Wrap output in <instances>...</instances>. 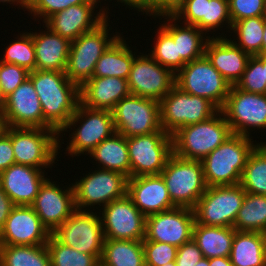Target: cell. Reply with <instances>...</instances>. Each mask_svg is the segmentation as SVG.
<instances>
[{
	"mask_svg": "<svg viewBox=\"0 0 266 266\" xmlns=\"http://www.w3.org/2000/svg\"><path fill=\"white\" fill-rule=\"evenodd\" d=\"M29 78L41 103L44 128L59 133L80 102L79 87L71 82L65 71L34 70Z\"/></svg>",
	"mask_w": 266,
	"mask_h": 266,
	"instance_id": "cell-1",
	"label": "cell"
},
{
	"mask_svg": "<svg viewBox=\"0 0 266 266\" xmlns=\"http://www.w3.org/2000/svg\"><path fill=\"white\" fill-rule=\"evenodd\" d=\"M252 140L233 133L201 161L207 187L240 184L247 159L259 144Z\"/></svg>",
	"mask_w": 266,
	"mask_h": 266,
	"instance_id": "cell-2",
	"label": "cell"
},
{
	"mask_svg": "<svg viewBox=\"0 0 266 266\" xmlns=\"http://www.w3.org/2000/svg\"><path fill=\"white\" fill-rule=\"evenodd\" d=\"M219 111L210 119L179 128L173 135V153L183 159L202 161L232 135Z\"/></svg>",
	"mask_w": 266,
	"mask_h": 266,
	"instance_id": "cell-3",
	"label": "cell"
},
{
	"mask_svg": "<svg viewBox=\"0 0 266 266\" xmlns=\"http://www.w3.org/2000/svg\"><path fill=\"white\" fill-rule=\"evenodd\" d=\"M108 21L110 22L109 18H106L94 30L71 41L65 74L79 88L93 77L99 58L122 35L116 32V35L111 37Z\"/></svg>",
	"mask_w": 266,
	"mask_h": 266,
	"instance_id": "cell-4",
	"label": "cell"
},
{
	"mask_svg": "<svg viewBox=\"0 0 266 266\" xmlns=\"http://www.w3.org/2000/svg\"><path fill=\"white\" fill-rule=\"evenodd\" d=\"M80 123L77 129L76 124ZM73 131L71 140L67 145L66 151L73 157L81 154H89L103 140L112 136L116 130L111 111L92 109L82 105L80 102L77 105L74 115L69 119L64 128L59 132H67L68 128ZM64 131V132H63Z\"/></svg>",
	"mask_w": 266,
	"mask_h": 266,
	"instance_id": "cell-5",
	"label": "cell"
},
{
	"mask_svg": "<svg viewBox=\"0 0 266 266\" xmlns=\"http://www.w3.org/2000/svg\"><path fill=\"white\" fill-rule=\"evenodd\" d=\"M160 175L176 207L193 209L207 188L202 162L183 159L174 153L168 159Z\"/></svg>",
	"mask_w": 266,
	"mask_h": 266,
	"instance_id": "cell-6",
	"label": "cell"
},
{
	"mask_svg": "<svg viewBox=\"0 0 266 266\" xmlns=\"http://www.w3.org/2000/svg\"><path fill=\"white\" fill-rule=\"evenodd\" d=\"M159 103L161 128L170 135L184 126L204 122L220 111L210 100L190 95L176 85Z\"/></svg>",
	"mask_w": 266,
	"mask_h": 266,
	"instance_id": "cell-7",
	"label": "cell"
},
{
	"mask_svg": "<svg viewBox=\"0 0 266 266\" xmlns=\"http://www.w3.org/2000/svg\"><path fill=\"white\" fill-rule=\"evenodd\" d=\"M15 164L38 169L53 166L60 150L59 133L53 129L11 127Z\"/></svg>",
	"mask_w": 266,
	"mask_h": 266,
	"instance_id": "cell-8",
	"label": "cell"
},
{
	"mask_svg": "<svg viewBox=\"0 0 266 266\" xmlns=\"http://www.w3.org/2000/svg\"><path fill=\"white\" fill-rule=\"evenodd\" d=\"M175 85L190 95L210 100L219 109L225 104L231 87L205 55L187 62L175 74Z\"/></svg>",
	"mask_w": 266,
	"mask_h": 266,
	"instance_id": "cell-9",
	"label": "cell"
},
{
	"mask_svg": "<svg viewBox=\"0 0 266 266\" xmlns=\"http://www.w3.org/2000/svg\"><path fill=\"white\" fill-rule=\"evenodd\" d=\"M245 194L240 184L207 187L193 208L195 222L205 226L233 227Z\"/></svg>",
	"mask_w": 266,
	"mask_h": 266,
	"instance_id": "cell-10",
	"label": "cell"
},
{
	"mask_svg": "<svg viewBox=\"0 0 266 266\" xmlns=\"http://www.w3.org/2000/svg\"><path fill=\"white\" fill-rule=\"evenodd\" d=\"M98 169L86 174L80 181L72 183L77 210L90 211L91 206L94 208L95 205L103 208L113 200L127 195V176L100 167Z\"/></svg>",
	"mask_w": 266,
	"mask_h": 266,
	"instance_id": "cell-11",
	"label": "cell"
},
{
	"mask_svg": "<svg viewBox=\"0 0 266 266\" xmlns=\"http://www.w3.org/2000/svg\"><path fill=\"white\" fill-rule=\"evenodd\" d=\"M111 112L116 132L126 138L165 132L161 128L158 101L130 94L122 98Z\"/></svg>",
	"mask_w": 266,
	"mask_h": 266,
	"instance_id": "cell-12",
	"label": "cell"
},
{
	"mask_svg": "<svg viewBox=\"0 0 266 266\" xmlns=\"http://www.w3.org/2000/svg\"><path fill=\"white\" fill-rule=\"evenodd\" d=\"M131 178L142 175H160L173 154L172 135L153 132L127 138Z\"/></svg>",
	"mask_w": 266,
	"mask_h": 266,
	"instance_id": "cell-13",
	"label": "cell"
},
{
	"mask_svg": "<svg viewBox=\"0 0 266 266\" xmlns=\"http://www.w3.org/2000/svg\"><path fill=\"white\" fill-rule=\"evenodd\" d=\"M220 111L234 134L251 137V128L266 129V94L246 92L231 85Z\"/></svg>",
	"mask_w": 266,
	"mask_h": 266,
	"instance_id": "cell-14",
	"label": "cell"
},
{
	"mask_svg": "<svg viewBox=\"0 0 266 266\" xmlns=\"http://www.w3.org/2000/svg\"><path fill=\"white\" fill-rule=\"evenodd\" d=\"M100 213L75 212L52 234L63 244L79 252L94 255L99 261L102 256L104 234Z\"/></svg>",
	"mask_w": 266,
	"mask_h": 266,
	"instance_id": "cell-15",
	"label": "cell"
},
{
	"mask_svg": "<svg viewBox=\"0 0 266 266\" xmlns=\"http://www.w3.org/2000/svg\"><path fill=\"white\" fill-rule=\"evenodd\" d=\"M127 82L130 94L160 102L175 85V74L141 54L134 58Z\"/></svg>",
	"mask_w": 266,
	"mask_h": 266,
	"instance_id": "cell-16",
	"label": "cell"
},
{
	"mask_svg": "<svg viewBox=\"0 0 266 266\" xmlns=\"http://www.w3.org/2000/svg\"><path fill=\"white\" fill-rule=\"evenodd\" d=\"M103 210V211H101ZM104 239L143 240L145 238L146 217L125 195L99 209Z\"/></svg>",
	"mask_w": 266,
	"mask_h": 266,
	"instance_id": "cell-17",
	"label": "cell"
},
{
	"mask_svg": "<svg viewBox=\"0 0 266 266\" xmlns=\"http://www.w3.org/2000/svg\"><path fill=\"white\" fill-rule=\"evenodd\" d=\"M195 223L194 210L174 207L146 217L145 238L142 241L168 243L179 248L190 241Z\"/></svg>",
	"mask_w": 266,
	"mask_h": 266,
	"instance_id": "cell-18",
	"label": "cell"
},
{
	"mask_svg": "<svg viewBox=\"0 0 266 266\" xmlns=\"http://www.w3.org/2000/svg\"><path fill=\"white\" fill-rule=\"evenodd\" d=\"M46 179L31 205L42 224L53 233L76 210L73 186L62 189Z\"/></svg>",
	"mask_w": 266,
	"mask_h": 266,
	"instance_id": "cell-19",
	"label": "cell"
},
{
	"mask_svg": "<svg viewBox=\"0 0 266 266\" xmlns=\"http://www.w3.org/2000/svg\"><path fill=\"white\" fill-rule=\"evenodd\" d=\"M97 4V0H89L84 4L69 6L67 9L50 16L44 22L45 27L73 41L80 35L94 30L108 18L109 8L107 7L99 9L98 13H94V9L98 8L96 7Z\"/></svg>",
	"mask_w": 266,
	"mask_h": 266,
	"instance_id": "cell-20",
	"label": "cell"
},
{
	"mask_svg": "<svg viewBox=\"0 0 266 266\" xmlns=\"http://www.w3.org/2000/svg\"><path fill=\"white\" fill-rule=\"evenodd\" d=\"M50 235L32 206L15 205L0 230V245H44Z\"/></svg>",
	"mask_w": 266,
	"mask_h": 266,
	"instance_id": "cell-21",
	"label": "cell"
},
{
	"mask_svg": "<svg viewBox=\"0 0 266 266\" xmlns=\"http://www.w3.org/2000/svg\"><path fill=\"white\" fill-rule=\"evenodd\" d=\"M172 15L179 22L184 20L179 24L195 25L205 32V35L211 30H213L211 32H215L218 28L220 30L226 23L228 29L232 28L227 0H183Z\"/></svg>",
	"mask_w": 266,
	"mask_h": 266,
	"instance_id": "cell-22",
	"label": "cell"
},
{
	"mask_svg": "<svg viewBox=\"0 0 266 266\" xmlns=\"http://www.w3.org/2000/svg\"><path fill=\"white\" fill-rule=\"evenodd\" d=\"M4 117L9 127L44 128L41 103L30 78L6 96Z\"/></svg>",
	"mask_w": 266,
	"mask_h": 266,
	"instance_id": "cell-23",
	"label": "cell"
},
{
	"mask_svg": "<svg viewBox=\"0 0 266 266\" xmlns=\"http://www.w3.org/2000/svg\"><path fill=\"white\" fill-rule=\"evenodd\" d=\"M127 195L145 217L176 207L161 175L128 178Z\"/></svg>",
	"mask_w": 266,
	"mask_h": 266,
	"instance_id": "cell-24",
	"label": "cell"
},
{
	"mask_svg": "<svg viewBox=\"0 0 266 266\" xmlns=\"http://www.w3.org/2000/svg\"><path fill=\"white\" fill-rule=\"evenodd\" d=\"M46 179L45 170L13 164L0 174V186L15 205L31 206Z\"/></svg>",
	"mask_w": 266,
	"mask_h": 266,
	"instance_id": "cell-25",
	"label": "cell"
},
{
	"mask_svg": "<svg viewBox=\"0 0 266 266\" xmlns=\"http://www.w3.org/2000/svg\"><path fill=\"white\" fill-rule=\"evenodd\" d=\"M204 55L218 72L231 84L241 78L251 57L232 41L219 35L209 37Z\"/></svg>",
	"mask_w": 266,
	"mask_h": 266,
	"instance_id": "cell-26",
	"label": "cell"
},
{
	"mask_svg": "<svg viewBox=\"0 0 266 266\" xmlns=\"http://www.w3.org/2000/svg\"><path fill=\"white\" fill-rule=\"evenodd\" d=\"M80 103L88 108L112 111L130 95L127 79L92 77L79 88Z\"/></svg>",
	"mask_w": 266,
	"mask_h": 266,
	"instance_id": "cell-27",
	"label": "cell"
},
{
	"mask_svg": "<svg viewBox=\"0 0 266 266\" xmlns=\"http://www.w3.org/2000/svg\"><path fill=\"white\" fill-rule=\"evenodd\" d=\"M45 30L31 33L35 48V70L65 71L71 41L48 27Z\"/></svg>",
	"mask_w": 266,
	"mask_h": 266,
	"instance_id": "cell-28",
	"label": "cell"
},
{
	"mask_svg": "<svg viewBox=\"0 0 266 266\" xmlns=\"http://www.w3.org/2000/svg\"><path fill=\"white\" fill-rule=\"evenodd\" d=\"M161 16L167 21L166 23L164 21L161 26L173 37L174 41H177L178 55L185 63L204 56L206 42L210 36L204 35L205 33L195 25H178L179 21L172 14L158 15L154 18L159 17L162 20Z\"/></svg>",
	"mask_w": 266,
	"mask_h": 266,
	"instance_id": "cell-29",
	"label": "cell"
},
{
	"mask_svg": "<svg viewBox=\"0 0 266 266\" xmlns=\"http://www.w3.org/2000/svg\"><path fill=\"white\" fill-rule=\"evenodd\" d=\"M229 258L233 266H266V234L235 231Z\"/></svg>",
	"mask_w": 266,
	"mask_h": 266,
	"instance_id": "cell-30",
	"label": "cell"
},
{
	"mask_svg": "<svg viewBox=\"0 0 266 266\" xmlns=\"http://www.w3.org/2000/svg\"><path fill=\"white\" fill-rule=\"evenodd\" d=\"M90 157L99 163L101 169L116 171L131 178V166L127 147V138L115 132L103 140L90 153Z\"/></svg>",
	"mask_w": 266,
	"mask_h": 266,
	"instance_id": "cell-31",
	"label": "cell"
},
{
	"mask_svg": "<svg viewBox=\"0 0 266 266\" xmlns=\"http://www.w3.org/2000/svg\"><path fill=\"white\" fill-rule=\"evenodd\" d=\"M136 54L121 35L107 48L95 65L93 77L128 79Z\"/></svg>",
	"mask_w": 266,
	"mask_h": 266,
	"instance_id": "cell-32",
	"label": "cell"
},
{
	"mask_svg": "<svg viewBox=\"0 0 266 266\" xmlns=\"http://www.w3.org/2000/svg\"><path fill=\"white\" fill-rule=\"evenodd\" d=\"M235 231L233 227L205 226L195 222L192 238L203 257H229Z\"/></svg>",
	"mask_w": 266,
	"mask_h": 266,
	"instance_id": "cell-33",
	"label": "cell"
},
{
	"mask_svg": "<svg viewBox=\"0 0 266 266\" xmlns=\"http://www.w3.org/2000/svg\"><path fill=\"white\" fill-rule=\"evenodd\" d=\"M100 262L104 266H146L143 241L104 239Z\"/></svg>",
	"mask_w": 266,
	"mask_h": 266,
	"instance_id": "cell-34",
	"label": "cell"
},
{
	"mask_svg": "<svg viewBox=\"0 0 266 266\" xmlns=\"http://www.w3.org/2000/svg\"><path fill=\"white\" fill-rule=\"evenodd\" d=\"M233 228L266 234V195L246 193Z\"/></svg>",
	"mask_w": 266,
	"mask_h": 266,
	"instance_id": "cell-35",
	"label": "cell"
},
{
	"mask_svg": "<svg viewBox=\"0 0 266 266\" xmlns=\"http://www.w3.org/2000/svg\"><path fill=\"white\" fill-rule=\"evenodd\" d=\"M0 266H51L47 245H0Z\"/></svg>",
	"mask_w": 266,
	"mask_h": 266,
	"instance_id": "cell-36",
	"label": "cell"
},
{
	"mask_svg": "<svg viewBox=\"0 0 266 266\" xmlns=\"http://www.w3.org/2000/svg\"><path fill=\"white\" fill-rule=\"evenodd\" d=\"M240 185L246 193L266 195V142L259 143L250 153Z\"/></svg>",
	"mask_w": 266,
	"mask_h": 266,
	"instance_id": "cell-37",
	"label": "cell"
},
{
	"mask_svg": "<svg viewBox=\"0 0 266 266\" xmlns=\"http://www.w3.org/2000/svg\"><path fill=\"white\" fill-rule=\"evenodd\" d=\"M264 26L265 16L245 18L234 22L231 30L237 38L231 41L251 56L261 55Z\"/></svg>",
	"mask_w": 266,
	"mask_h": 266,
	"instance_id": "cell-38",
	"label": "cell"
},
{
	"mask_svg": "<svg viewBox=\"0 0 266 266\" xmlns=\"http://www.w3.org/2000/svg\"><path fill=\"white\" fill-rule=\"evenodd\" d=\"M51 266H96L100 261L61 243L52 233L46 243Z\"/></svg>",
	"mask_w": 266,
	"mask_h": 266,
	"instance_id": "cell-39",
	"label": "cell"
},
{
	"mask_svg": "<svg viewBox=\"0 0 266 266\" xmlns=\"http://www.w3.org/2000/svg\"><path fill=\"white\" fill-rule=\"evenodd\" d=\"M157 32V41L148 54L156 62L176 74L186 64L178 55L177 41H174L173 37L162 26Z\"/></svg>",
	"mask_w": 266,
	"mask_h": 266,
	"instance_id": "cell-40",
	"label": "cell"
},
{
	"mask_svg": "<svg viewBox=\"0 0 266 266\" xmlns=\"http://www.w3.org/2000/svg\"><path fill=\"white\" fill-rule=\"evenodd\" d=\"M20 38L12 41L7 48H5V54L1 58V62L12 63L23 68H26L29 72L35 70L36 58L33 37L31 31L20 33Z\"/></svg>",
	"mask_w": 266,
	"mask_h": 266,
	"instance_id": "cell-41",
	"label": "cell"
},
{
	"mask_svg": "<svg viewBox=\"0 0 266 266\" xmlns=\"http://www.w3.org/2000/svg\"><path fill=\"white\" fill-rule=\"evenodd\" d=\"M234 86L246 92L266 94L264 55L250 57L245 71Z\"/></svg>",
	"mask_w": 266,
	"mask_h": 266,
	"instance_id": "cell-42",
	"label": "cell"
},
{
	"mask_svg": "<svg viewBox=\"0 0 266 266\" xmlns=\"http://www.w3.org/2000/svg\"><path fill=\"white\" fill-rule=\"evenodd\" d=\"M177 247L168 243L143 241L146 266H163L175 262Z\"/></svg>",
	"mask_w": 266,
	"mask_h": 266,
	"instance_id": "cell-43",
	"label": "cell"
},
{
	"mask_svg": "<svg viewBox=\"0 0 266 266\" xmlns=\"http://www.w3.org/2000/svg\"><path fill=\"white\" fill-rule=\"evenodd\" d=\"M29 73L26 68L0 61V85L3 94L8 96L12 93L29 78Z\"/></svg>",
	"mask_w": 266,
	"mask_h": 266,
	"instance_id": "cell-44",
	"label": "cell"
},
{
	"mask_svg": "<svg viewBox=\"0 0 266 266\" xmlns=\"http://www.w3.org/2000/svg\"><path fill=\"white\" fill-rule=\"evenodd\" d=\"M266 0H229V14L232 21L265 16Z\"/></svg>",
	"mask_w": 266,
	"mask_h": 266,
	"instance_id": "cell-45",
	"label": "cell"
},
{
	"mask_svg": "<svg viewBox=\"0 0 266 266\" xmlns=\"http://www.w3.org/2000/svg\"><path fill=\"white\" fill-rule=\"evenodd\" d=\"M89 0H37L34 5L28 10L33 18H43L45 22L50 16L57 12L67 9L72 5H80L88 2Z\"/></svg>",
	"mask_w": 266,
	"mask_h": 266,
	"instance_id": "cell-46",
	"label": "cell"
},
{
	"mask_svg": "<svg viewBox=\"0 0 266 266\" xmlns=\"http://www.w3.org/2000/svg\"><path fill=\"white\" fill-rule=\"evenodd\" d=\"M203 258L202 252L193 238L177 249L176 266H195Z\"/></svg>",
	"mask_w": 266,
	"mask_h": 266,
	"instance_id": "cell-47",
	"label": "cell"
},
{
	"mask_svg": "<svg viewBox=\"0 0 266 266\" xmlns=\"http://www.w3.org/2000/svg\"><path fill=\"white\" fill-rule=\"evenodd\" d=\"M15 164V157L11 140V127L0 137V174Z\"/></svg>",
	"mask_w": 266,
	"mask_h": 266,
	"instance_id": "cell-48",
	"label": "cell"
},
{
	"mask_svg": "<svg viewBox=\"0 0 266 266\" xmlns=\"http://www.w3.org/2000/svg\"><path fill=\"white\" fill-rule=\"evenodd\" d=\"M14 207L15 204L0 186V230L4 227L5 222Z\"/></svg>",
	"mask_w": 266,
	"mask_h": 266,
	"instance_id": "cell-49",
	"label": "cell"
},
{
	"mask_svg": "<svg viewBox=\"0 0 266 266\" xmlns=\"http://www.w3.org/2000/svg\"><path fill=\"white\" fill-rule=\"evenodd\" d=\"M183 0H156V16L173 14Z\"/></svg>",
	"mask_w": 266,
	"mask_h": 266,
	"instance_id": "cell-50",
	"label": "cell"
},
{
	"mask_svg": "<svg viewBox=\"0 0 266 266\" xmlns=\"http://www.w3.org/2000/svg\"><path fill=\"white\" fill-rule=\"evenodd\" d=\"M137 10L143 15L156 16V0H137Z\"/></svg>",
	"mask_w": 266,
	"mask_h": 266,
	"instance_id": "cell-51",
	"label": "cell"
},
{
	"mask_svg": "<svg viewBox=\"0 0 266 266\" xmlns=\"http://www.w3.org/2000/svg\"><path fill=\"white\" fill-rule=\"evenodd\" d=\"M210 266H233L229 257L209 258Z\"/></svg>",
	"mask_w": 266,
	"mask_h": 266,
	"instance_id": "cell-52",
	"label": "cell"
},
{
	"mask_svg": "<svg viewBox=\"0 0 266 266\" xmlns=\"http://www.w3.org/2000/svg\"><path fill=\"white\" fill-rule=\"evenodd\" d=\"M37 0H18L19 7L21 6L22 9L25 8L26 11H28L36 2Z\"/></svg>",
	"mask_w": 266,
	"mask_h": 266,
	"instance_id": "cell-53",
	"label": "cell"
},
{
	"mask_svg": "<svg viewBox=\"0 0 266 266\" xmlns=\"http://www.w3.org/2000/svg\"><path fill=\"white\" fill-rule=\"evenodd\" d=\"M5 110H6V96L3 94L0 85V114L4 115Z\"/></svg>",
	"mask_w": 266,
	"mask_h": 266,
	"instance_id": "cell-54",
	"label": "cell"
},
{
	"mask_svg": "<svg viewBox=\"0 0 266 266\" xmlns=\"http://www.w3.org/2000/svg\"><path fill=\"white\" fill-rule=\"evenodd\" d=\"M97 2L101 3L100 0H97ZM117 2L124 3V5L131 8V10L133 8L137 10V0H117Z\"/></svg>",
	"mask_w": 266,
	"mask_h": 266,
	"instance_id": "cell-55",
	"label": "cell"
},
{
	"mask_svg": "<svg viewBox=\"0 0 266 266\" xmlns=\"http://www.w3.org/2000/svg\"><path fill=\"white\" fill-rule=\"evenodd\" d=\"M7 128L6 118L0 114V137L6 132Z\"/></svg>",
	"mask_w": 266,
	"mask_h": 266,
	"instance_id": "cell-56",
	"label": "cell"
},
{
	"mask_svg": "<svg viewBox=\"0 0 266 266\" xmlns=\"http://www.w3.org/2000/svg\"><path fill=\"white\" fill-rule=\"evenodd\" d=\"M262 55H266V17H265V26L263 31V39H262Z\"/></svg>",
	"mask_w": 266,
	"mask_h": 266,
	"instance_id": "cell-57",
	"label": "cell"
},
{
	"mask_svg": "<svg viewBox=\"0 0 266 266\" xmlns=\"http://www.w3.org/2000/svg\"><path fill=\"white\" fill-rule=\"evenodd\" d=\"M195 266H210L209 259L206 257H203Z\"/></svg>",
	"mask_w": 266,
	"mask_h": 266,
	"instance_id": "cell-58",
	"label": "cell"
},
{
	"mask_svg": "<svg viewBox=\"0 0 266 266\" xmlns=\"http://www.w3.org/2000/svg\"><path fill=\"white\" fill-rule=\"evenodd\" d=\"M0 2L18 5V0H0Z\"/></svg>",
	"mask_w": 266,
	"mask_h": 266,
	"instance_id": "cell-59",
	"label": "cell"
},
{
	"mask_svg": "<svg viewBox=\"0 0 266 266\" xmlns=\"http://www.w3.org/2000/svg\"><path fill=\"white\" fill-rule=\"evenodd\" d=\"M264 75H265V81H266V55H264Z\"/></svg>",
	"mask_w": 266,
	"mask_h": 266,
	"instance_id": "cell-60",
	"label": "cell"
},
{
	"mask_svg": "<svg viewBox=\"0 0 266 266\" xmlns=\"http://www.w3.org/2000/svg\"><path fill=\"white\" fill-rule=\"evenodd\" d=\"M163 266H176V263H175V262H170V263L165 264V265H163Z\"/></svg>",
	"mask_w": 266,
	"mask_h": 266,
	"instance_id": "cell-61",
	"label": "cell"
},
{
	"mask_svg": "<svg viewBox=\"0 0 266 266\" xmlns=\"http://www.w3.org/2000/svg\"><path fill=\"white\" fill-rule=\"evenodd\" d=\"M96 266H104L101 262H99Z\"/></svg>",
	"mask_w": 266,
	"mask_h": 266,
	"instance_id": "cell-62",
	"label": "cell"
}]
</instances>
